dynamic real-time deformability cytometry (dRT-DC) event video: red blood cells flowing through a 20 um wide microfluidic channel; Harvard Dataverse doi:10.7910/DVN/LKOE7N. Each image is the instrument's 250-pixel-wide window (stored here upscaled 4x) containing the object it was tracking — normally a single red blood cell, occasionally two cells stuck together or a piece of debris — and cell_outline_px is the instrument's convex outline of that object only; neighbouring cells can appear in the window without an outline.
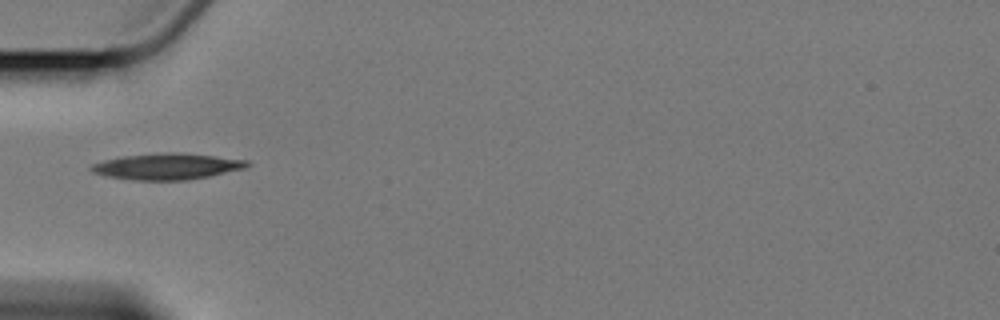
{"species": "Egyptian fruit bat (a non-hibernating species)", "species_latin": "Rousettus aegyptiacus", "temperature_condition": "cold", "stored_images_in_passage": 1, "camera_frame_rate_fps": 3000, "um_per_image_px": 0.085, "animal": {"sex": "female"}, "frame": {"image": 1, "passage_image": 1, "time_ms": 0.0, "image_size_px": [1000, 320], "cell_outline_px": [[252, 164], [248, 168], [188, 180], [136, 180], [104, 176], [92, 172], [88, 168], [92, 164], [104, 160], [120, 156], [160, 152], [184, 152], [248, 160]], "centroid_in_image_um": [14.21, 14.13], "position_along_channel_um": 70.8, "area_um2": 24.22}}